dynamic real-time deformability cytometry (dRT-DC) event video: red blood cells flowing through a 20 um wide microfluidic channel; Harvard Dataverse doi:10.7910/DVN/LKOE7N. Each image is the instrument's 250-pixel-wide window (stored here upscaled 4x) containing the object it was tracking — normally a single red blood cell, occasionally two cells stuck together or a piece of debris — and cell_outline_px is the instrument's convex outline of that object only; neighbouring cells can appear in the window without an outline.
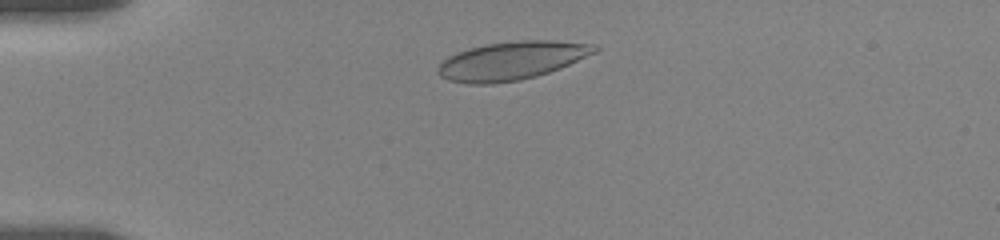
{"species": "human", "species_latin": "Homo sapiens", "temperature_condition": "room temperature", "stored_images_in_passage": 24, "camera_frame_rate_fps": 3000, "um_per_image_px": 0.085, "donor": {"sex": "female"}, "frame": {"image": 1, "passage_image": 7, "time_ms": 2.0, "image_size_px": [1000, 240], "cell_outline_px": [[600, 48], [596, 52], [560, 68], [536, 76], [520, 80], [492, 84], [468, 84], [448, 80], [440, 76], [436, 72], [436, 68], [448, 56], [456, 52], [468, 48], [484, 44], [520, 40], [556, 40], [596, 44]], "centroid_in_image_um": [43.48, 5.15], "position_along_channel_um": 41.5, "area_um2": 35.26}}
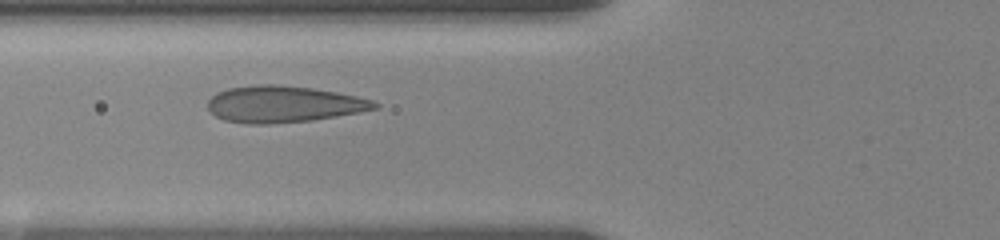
{"frame": {"image": 2, "passage_image": 23, "time_ms": 4.667, "image_size_px": [1000, 240], "cell_outline_px": [[380, 108], [360, 112], [312, 120], [268, 124], [248, 124], [224, 120], [216, 116], [208, 108], [208, 100], [216, 92], [228, 88], [260, 84], [276, 84], [312, 88], [336, 92], [356, 96], [372, 100], [380, 104]], "centroid_in_image_um": [24.1, 8.85], "position_along_channel_um": 101.7, "area_um2": 35.55}}